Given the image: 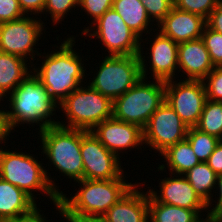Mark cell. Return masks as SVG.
I'll use <instances>...</instances> for the list:
<instances>
[{
    "label": "cell",
    "mask_w": 222,
    "mask_h": 222,
    "mask_svg": "<svg viewBox=\"0 0 222 222\" xmlns=\"http://www.w3.org/2000/svg\"><path fill=\"white\" fill-rule=\"evenodd\" d=\"M72 36L66 38L59 46L53 45L57 49L59 48L58 50L55 49L45 56L40 54L44 61H42L41 67L36 68V65L32 64L33 73L58 105L78 89L86 77L83 57L73 49V46H76V37Z\"/></svg>",
    "instance_id": "6da1fadb"
},
{
    "label": "cell",
    "mask_w": 222,
    "mask_h": 222,
    "mask_svg": "<svg viewBox=\"0 0 222 222\" xmlns=\"http://www.w3.org/2000/svg\"><path fill=\"white\" fill-rule=\"evenodd\" d=\"M8 96L7 101L10 102L8 104L11 108L10 111H6L11 130L25 123L32 126L39 124V131L57 125L58 119L55 121L51 117L56 114L59 106L33 72L29 73Z\"/></svg>",
    "instance_id": "7a4b0ae2"
},
{
    "label": "cell",
    "mask_w": 222,
    "mask_h": 222,
    "mask_svg": "<svg viewBox=\"0 0 222 222\" xmlns=\"http://www.w3.org/2000/svg\"><path fill=\"white\" fill-rule=\"evenodd\" d=\"M40 162L30 153L17 152L16 148L11 152L1 147L0 178L23 190L35 202L38 198L34 193L38 190L40 194H46L55 205L59 202L62 191L60 192L51 175L47 174L48 169Z\"/></svg>",
    "instance_id": "3957f363"
},
{
    "label": "cell",
    "mask_w": 222,
    "mask_h": 222,
    "mask_svg": "<svg viewBox=\"0 0 222 222\" xmlns=\"http://www.w3.org/2000/svg\"><path fill=\"white\" fill-rule=\"evenodd\" d=\"M78 191L69 197L62 192L59 203L63 214L103 216L115 203L137 183L127 182L125 178L111 180L82 179Z\"/></svg>",
    "instance_id": "277c9868"
},
{
    "label": "cell",
    "mask_w": 222,
    "mask_h": 222,
    "mask_svg": "<svg viewBox=\"0 0 222 222\" xmlns=\"http://www.w3.org/2000/svg\"><path fill=\"white\" fill-rule=\"evenodd\" d=\"M42 142V154L50 164L70 181L84 179V166L81 156V130L51 125L38 131Z\"/></svg>",
    "instance_id": "5b68a950"
},
{
    "label": "cell",
    "mask_w": 222,
    "mask_h": 222,
    "mask_svg": "<svg viewBox=\"0 0 222 222\" xmlns=\"http://www.w3.org/2000/svg\"><path fill=\"white\" fill-rule=\"evenodd\" d=\"M83 86L82 84L59 104L58 109L65 113V123L68 125L63 121H58L57 124L89 132L97 124L113 117V101L90 85Z\"/></svg>",
    "instance_id": "8992f818"
},
{
    "label": "cell",
    "mask_w": 222,
    "mask_h": 222,
    "mask_svg": "<svg viewBox=\"0 0 222 222\" xmlns=\"http://www.w3.org/2000/svg\"><path fill=\"white\" fill-rule=\"evenodd\" d=\"M139 81L113 101V117L138 125L143 129L152 114L165 101V82L160 80Z\"/></svg>",
    "instance_id": "52a82bcc"
},
{
    "label": "cell",
    "mask_w": 222,
    "mask_h": 222,
    "mask_svg": "<svg viewBox=\"0 0 222 222\" xmlns=\"http://www.w3.org/2000/svg\"><path fill=\"white\" fill-rule=\"evenodd\" d=\"M99 70L88 83L93 89L114 101L133 87L141 76L139 55L105 56ZM96 75V76H95Z\"/></svg>",
    "instance_id": "ba28073f"
},
{
    "label": "cell",
    "mask_w": 222,
    "mask_h": 222,
    "mask_svg": "<svg viewBox=\"0 0 222 222\" xmlns=\"http://www.w3.org/2000/svg\"><path fill=\"white\" fill-rule=\"evenodd\" d=\"M81 33L93 39L94 37L99 39L106 47L108 56L139 55L140 53V38L113 8L107 10L91 27H85Z\"/></svg>",
    "instance_id": "9c48e42d"
},
{
    "label": "cell",
    "mask_w": 222,
    "mask_h": 222,
    "mask_svg": "<svg viewBox=\"0 0 222 222\" xmlns=\"http://www.w3.org/2000/svg\"><path fill=\"white\" fill-rule=\"evenodd\" d=\"M37 18L25 15L22 18L1 23L0 51L20 56L26 60L29 58L28 60L32 65L33 62L31 61L36 60L34 59L35 55L40 57V53L37 48L34 50V47H36L39 39H42V31L46 30V28L44 29V26H46L44 22L41 18H38V20Z\"/></svg>",
    "instance_id": "30bf717a"
},
{
    "label": "cell",
    "mask_w": 222,
    "mask_h": 222,
    "mask_svg": "<svg viewBox=\"0 0 222 222\" xmlns=\"http://www.w3.org/2000/svg\"><path fill=\"white\" fill-rule=\"evenodd\" d=\"M189 127L164 101L152 114L143 130V144L161 154L169 146L184 141Z\"/></svg>",
    "instance_id": "8fae6325"
},
{
    "label": "cell",
    "mask_w": 222,
    "mask_h": 222,
    "mask_svg": "<svg viewBox=\"0 0 222 222\" xmlns=\"http://www.w3.org/2000/svg\"><path fill=\"white\" fill-rule=\"evenodd\" d=\"M165 82V101L190 128L195 127L207 100L203 80L178 79Z\"/></svg>",
    "instance_id": "7c38bea8"
},
{
    "label": "cell",
    "mask_w": 222,
    "mask_h": 222,
    "mask_svg": "<svg viewBox=\"0 0 222 222\" xmlns=\"http://www.w3.org/2000/svg\"><path fill=\"white\" fill-rule=\"evenodd\" d=\"M81 156L84 179L111 180L126 177L120 158L106 149L91 131L81 130Z\"/></svg>",
    "instance_id": "4fadbf2b"
},
{
    "label": "cell",
    "mask_w": 222,
    "mask_h": 222,
    "mask_svg": "<svg viewBox=\"0 0 222 222\" xmlns=\"http://www.w3.org/2000/svg\"><path fill=\"white\" fill-rule=\"evenodd\" d=\"M156 35L152 36L154 39L150 42V53L145 57L143 54V47H140L139 58L141 62V76L148 79L147 75L151 73L152 80L169 81L175 79V72L178 71V43L174 42L169 37L163 35L159 30L155 29ZM150 56V57H149ZM149 65L147 64V60ZM146 62V63H145ZM147 64V65H146ZM150 66L148 69L147 67ZM149 72V74H148Z\"/></svg>",
    "instance_id": "5bb4252c"
},
{
    "label": "cell",
    "mask_w": 222,
    "mask_h": 222,
    "mask_svg": "<svg viewBox=\"0 0 222 222\" xmlns=\"http://www.w3.org/2000/svg\"><path fill=\"white\" fill-rule=\"evenodd\" d=\"M91 133L101 144L118 157L123 150L143 146V130L135 124L111 117L97 124Z\"/></svg>",
    "instance_id": "9a60e30c"
},
{
    "label": "cell",
    "mask_w": 222,
    "mask_h": 222,
    "mask_svg": "<svg viewBox=\"0 0 222 222\" xmlns=\"http://www.w3.org/2000/svg\"><path fill=\"white\" fill-rule=\"evenodd\" d=\"M159 182V190L147 189L148 194L156 201L191 210H208L207 204L197 195L184 175L172 174ZM159 194V195H158Z\"/></svg>",
    "instance_id": "2e32d148"
},
{
    "label": "cell",
    "mask_w": 222,
    "mask_h": 222,
    "mask_svg": "<svg viewBox=\"0 0 222 222\" xmlns=\"http://www.w3.org/2000/svg\"><path fill=\"white\" fill-rule=\"evenodd\" d=\"M156 26L163 35L181 43L201 38L206 19L173 6L170 13Z\"/></svg>",
    "instance_id": "e0dca14e"
},
{
    "label": "cell",
    "mask_w": 222,
    "mask_h": 222,
    "mask_svg": "<svg viewBox=\"0 0 222 222\" xmlns=\"http://www.w3.org/2000/svg\"><path fill=\"white\" fill-rule=\"evenodd\" d=\"M208 50L201 38L178 43V72L190 80H203L213 69Z\"/></svg>",
    "instance_id": "ac0fdd59"
},
{
    "label": "cell",
    "mask_w": 222,
    "mask_h": 222,
    "mask_svg": "<svg viewBox=\"0 0 222 222\" xmlns=\"http://www.w3.org/2000/svg\"><path fill=\"white\" fill-rule=\"evenodd\" d=\"M139 185L135 184L103 215L106 222H149L148 192L139 191Z\"/></svg>",
    "instance_id": "d6986e66"
},
{
    "label": "cell",
    "mask_w": 222,
    "mask_h": 222,
    "mask_svg": "<svg viewBox=\"0 0 222 222\" xmlns=\"http://www.w3.org/2000/svg\"><path fill=\"white\" fill-rule=\"evenodd\" d=\"M28 194L0 178V222H15L32 214L37 208Z\"/></svg>",
    "instance_id": "ffe728a7"
},
{
    "label": "cell",
    "mask_w": 222,
    "mask_h": 222,
    "mask_svg": "<svg viewBox=\"0 0 222 222\" xmlns=\"http://www.w3.org/2000/svg\"><path fill=\"white\" fill-rule=\"evenodd\" d=\"M28 60L13 54L0 51V101L13 92V90L32 72ZM28 67H31L28 69Z\"/></svg>",
    "instance_id": "44dd1931"
},
{
    "label": "cell",
    "mask_w": 222,
    "mask_h": 222,
    "mask_svg": "<svg viewBox=\"0 0 222 222\" xmlns=\"http://www.w3.org/2000/svg\"><path fill=\"white\" fill-rule=\"evenodd\" d=\"M112 8L121 16L126 25L140 38V47L144 46L142 35H147L154 29L145 6L141 0H113ZM150 25H152L150 28ZM151 30H150V29Z\"/></svg>",
    "instance_id": "7402d4cb"
},
{
    "label": "cell",
    "mask_w": 222,
    "mask_h": 222,
    "mask_svg": "<svg viewBox=\"0 0 222 222\" xmlns=\"http://www.w3.org/2000/svg\"><path fill=\"white\" fill-rule=\"evenodd\" d=\"M160 155L163 156L162 158H165L164 162L167 163L161 165L159 164L157 171L160 170L165 172L166 168L168 167L170 174L184 175L191 168L200 163L190 143L186 139L169 146Z\"/></svg>",
    "instance_id": "603a6c76"
},
{
    "label": "cell",
    "mask_w": 222,
    "mask_h": 222,
    "mask_svg": "<svg viewBox=\"0 0 222 222\" xmlns=\"http://www.w3.org/2000/svg\"><path fill=\"white\" fill-rule=\"evenodd\" d=\"M201 211L156 202L148 194L149 222H196L203 217Z\"/></svg>",
    "instance_id": "cb8c5ba5"
},
{
    "label": "cell",
    "mask_w": 222,
    "mask_h": 222,
    "mask_svg": "<svg viewBox=\"0 0 222 222\" xmlns=\"http://www.w3.org/2000/svg\"><path fill=\"white\" fill-rule=\"evenodd\" d=\"M197 195L208 204L213 199L216 189L217 174L207 162H200L184 174ZM213 190V194H212Z\"/></svg>",
    "instance_id": "d4e9b609"
},
{
    "label": "cell",
    "mask_w": 222,
    "mask_h": 222,
    "mask_svg": "<svg viewBox=\"0 0 222 222\" xmlns=\"http://www.w3.org/2000/svg\"><path fill=\"white\" fill-rule=\"evenodd\" d=\"M195 128L222 140V102L207 99Z\"/></svg>",
    "instance_id": "484cf974"
},
{
    "label": "cell",
    "mask_w": 222,
    "mask_h": 222,
    "mask_svg": "<svg viewBox=\"0 0 222 222\" xmlns=\"http://www.w3.org/2000/svg\"><path fill=\"white\" fill-rule=\"evenodd\" d=\"M186 140L190 143L196 157L200 162H207L209 156L214 152L220 139L213 135L201 132L195 127H190Z\"/></svg>",
    "instance_id": "4316f807"
},
{
    "label": "cell",
    "mask_w": 222,
    "mask_h": 222,
    "mask_svg": "<svg viewBox=\"0 0 222 222\" xmlns=\"http://www.w3.org/2000/svg\"><path fill=\"white\" fill-rule=\"evenodd\" d=\"M222 0H173L174 7L208 19L210 13Z\"/></svg>",
    "instance_id": "83f0119b"
},
{
    "label": "cell",
    "mask_w": 222,
    "mask_h": 222,
    "mask_svg": "<svg viewBox=\"0 0 222 222\" xmlns=\"http://www.w3.org/2000/svg\"><path fill=\"white\" fill-rule=\"evenodd\" d=\"M214 66H222V34L210 29L207 25L201 36Z\"/></svg>",
    "instance_id": "f1b7e54d"
},
{
    "label": "cell",
    "mask_w": 222,
    "mask_h": 222,
    "mask_svg": "<svg viewBox=\"0 0 222 222\" xmlns=\"http://www.w3.org/2000/svg\"><path fill=\"white\" fill-rule=\"evenodd\" d=\"M76 6H78V0H46L43 15L49 13L54 26L62 22L67 17L65 15L71 12L72 8L75 10Z\"/></svg>",
    "instance_id": "f546056e"
},
{
    "label": "cell",
    "mask_w": 222,
    "mask_h": 222,
    "mask_svg": "<svg viewBox=\"0 0 222 222\" xmlns=\"http://www.w3.org/2000/svg\"><path fill=\"white\" fill-rule=\"evenodd\" d=\"M203 82L207 99L222 102V66H215Z\"/></svg>",
    "instance_id": "4dcf8cb0"
},
{
    "label": "cell",
    "mask_w": 222,
    "mask_h": 222,
    "mask_svg": "<svg viewBox=\"0 0 222 222\" xmlns=\"http://www.w3.org/2000/svg\"><path fill=\"white\" fill-rule=\"evenodd\" d=\"M152 22L157 25L170 13L174 6L173 0H141Z\"/></svg>",
    "instance_id": "1f68e13d"
},
{
    "label": "cell",
    "mask_w": 222,
    "mask_h": 222,
    "mask_svg": "<svg viewBox=\"0 0 222 222\" xmlns=\"http://www.w3.org/2000/svg\"><path fill=\"white\" fill-rule=\"evenodd\" d=\"M113 0H78V7H81L87 16H90L91 23L96 22L107 10L112 8Z\"/></svg>",
    "instance_id": "d6a6232c"
},
{
    "label": "cell",
    "mask_w": 222,
    "mask_h": 222,
    "mask_svg": "<svg viewBox=\"0 0 222 222\" xmlns=\"http://www.w3.org/2000/svg\"><path fill=\"white\" fill-rule=\"evenodd\" d=\"M25 16L18 0H0V24Z\"/></svg>",
    "instance_id": "836d02e7"
},
{
    "label": "cell",
    "mask_w": 222,
    "mask_h": 222,
    "mask_svg": "<svg viewBox=\"0 0 222 222\" xmlns=\"http://www.w3.org/2000/svg\"><path fill=\"white\" fill-rule=\"evenodd\" d=\"M56 210L59 211L66 221L68 222H106L103 216L97 215H80V214H63V209L61 204L58 202L55 204Z\"/></svg>",
    "instance_id": "e575fe53"
},
{
    "label": "cell",
    "mask_w": 222,
    "mask_h": 222,
    "mask_svg": "<svg viewBox=\"0 0 222 222\" xmlns=\"http://www.w3.org/2000/svg\"><path fill=\"white\" fill-rule=\"evenodd\" d=\"M21 10L25 15L35 16L43 14L46 0H18Z\"/></svg>",
    "instance_id": "d590c367"
},
{
    "label": "cell",
    "mask_w": 222,
    "mask_h": 222,
    "mask_svg": "<svg viewBox=\"0 0 222 222\" xmlns=\"http://www.w3.org/2000/svg\"><path fill=\"white\" fill-rule=\"evenodd\" d=\"M216 185L218 187H216V189L218 190L216 193L217 196H219L217 199H212L208 204H207V207H208V213H210L211 215H214L215 217H218V218H221L222 219V174H219L217 176V183ZM215 202V207L213 206L214 204H212V202ZM213 206V207H212ZM212 207V208H211ZM209 208H211L209 210Z\"/></svg>",
    "instance_id": "8d00e7d4"
},
{
    "label": "cell",
    "mask_w": 222,
    "mask_h": 222,
    "mask_svg": "<svg viewBox=\"0 0 222 222\" xmlns=\"http://www.w3.org/2000/svg\"><path fill=\"white\" fill-rule=\"evenodd\" d=\"M206 25L222 34V1L215 7L206 20Z\"/></svg>",
    "instance_id": "74e56055"
},
{
    "label": "cell",
    "mask_w": 222,
    "mask_h": 222,
    "mask_svg": "<svg viewBox=\"0 0 222 222\" xmlns=\"http://www.w3.org/2000/svg\"><path fill=\"white\" fill-rule=\"evenodd\" d=\"M209 167L217 174H222V140L216 145L214 152L207 160Z\"/></svg>",
    "instance_id": "f35d334b"
},
{
    "label": "cell",
    "mask_w": 222,
    "mask_h": 222,
    "mask_svg": "<svg viewBox=\"0 0 222 222\" xmlns=\"http://www.w3.org/2000/svg\"><path fill=\"white\" fill-rule=\"evenodd\" d=\"M11 132L12 130L8 122L7 111L3 110L2 107L0 110V144H4L6 143L5 141L9 140L8 138L10 137L9 134Z\"/></svg>",
    "instance_id": "ab89813d"
},
{
    "label": "cell",
    "mask_w": 222,
    "mask_h": 222,
    "mask_svg": "<svg viewBox=\"0 0 222 222\" xmlns=\"http://www.w3.org/2000/svg\"><path fill=\"white\" fill-rule=\"evenodd\" d=\"M42 210L37 208L32 214L22 217L20 220L15 222H48L46 217L41 214Z\"/></svg>",
    "instance_id": "60d3db41"
},
{
    "label": "cell",
    "mask_w": 222,
    "mask_h": 222,
    "mask_svg": "<svg viewBox=\"0 0 222 222\" xmlns=\"http://www.w3.org/2000/svg\"><path fill=\"white\" fill-rule=\"evenodd\" d=\"M207 217L204 219L201 217L196 222H222L221 218L215 217L214 215H211L210 213H207Z\"/></svg>",
    "instance_id": "b9f144b4"
}]
</instances>
